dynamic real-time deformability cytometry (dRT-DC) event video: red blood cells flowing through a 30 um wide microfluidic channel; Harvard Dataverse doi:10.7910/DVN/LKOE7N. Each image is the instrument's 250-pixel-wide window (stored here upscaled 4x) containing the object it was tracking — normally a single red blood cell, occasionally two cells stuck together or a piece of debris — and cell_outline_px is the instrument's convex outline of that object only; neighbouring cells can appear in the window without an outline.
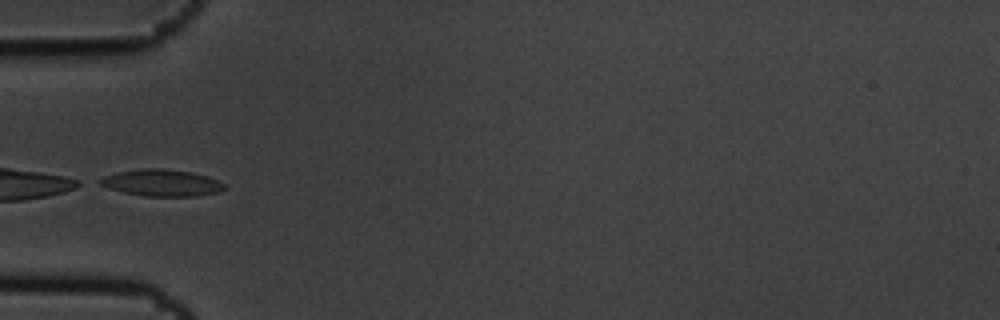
{"species": "common noctule bat (a hibernating species)", "species_latin": "Nyctalus noctula", "temperature_condition": "cold", "stored_images_in_passage": 9, "camera_frame_rate_fps": 3000, "um_per_image_px": 0.085, "animal": {"sex": "male", "body_mass_g": 19.5, "forearm_length_mm": 54.6}, "frame": {"image": 1, "passage_image": 5, "time_ms": 1.333, "image_size_px": [1000, 320], "cell_outline_px": [[228, 188], [216, 192], [196, 196], [144, 196], [124, 192], [108, 188], [100, 184], [96, 180], [104, 176], [116, 172], [140, 168], [160, 168], [192, 172], [208, 176], [224, 184]], "centroid_in_image_um": [13.71, 15.53], "position_along_channel_um": 71.3, "area_um2": 19.42}}
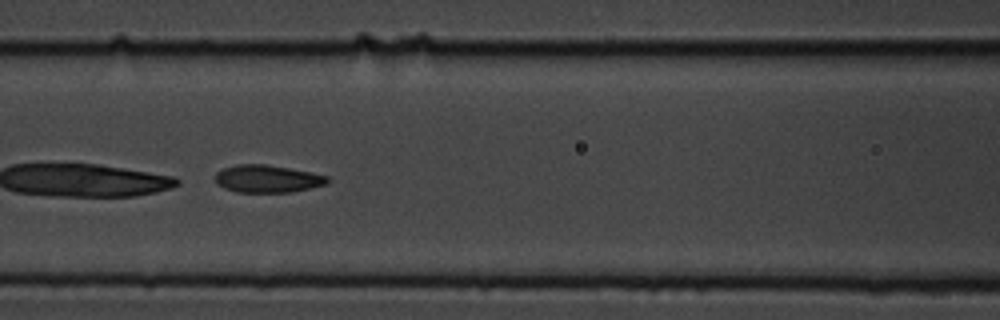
{"frame": {"image": 2, "passage_image": 7, "time_ms": 2.0, "image_size_px": [1000, 320], "cell_outline_px": [[328, 184], [292, 192], [236, 192], [224, 188], [216, 184], [216, 172], [224, 168], [236, 164], [264, 164], [288, 168], [328, 176]], "centroid_in_image_um": [22.7, 15.2], "position_along_channel_um": 143.9, "area_um2": 17.92}}
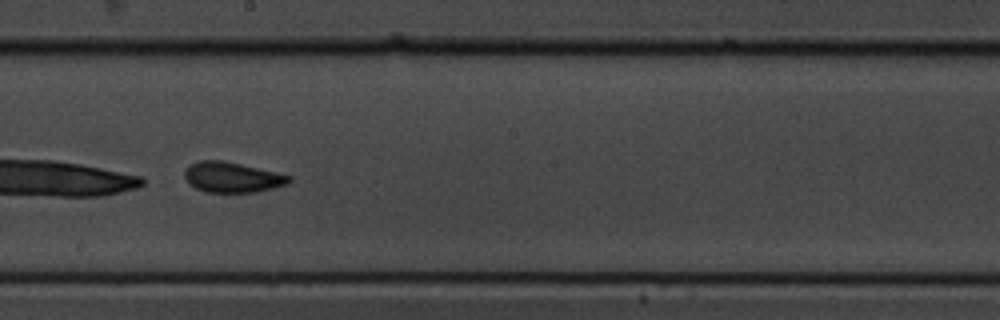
{"frame": {"image": 3, "passage_image": 9, "time_ms": 2.667, "image_size_px": [1000, 320], "cell_outline_px": [[292, 180], [288, 184], [256, 192], [204, 192], [188, 184], [184, 176], [184, 172], [192, 164], [200, 160], [224, 160], [276, 172], [292, 176]], "centroid_in_image_um": [19.74, 15.07], "position_along_channel_um": 228.5, "area_um2": 18.5}}